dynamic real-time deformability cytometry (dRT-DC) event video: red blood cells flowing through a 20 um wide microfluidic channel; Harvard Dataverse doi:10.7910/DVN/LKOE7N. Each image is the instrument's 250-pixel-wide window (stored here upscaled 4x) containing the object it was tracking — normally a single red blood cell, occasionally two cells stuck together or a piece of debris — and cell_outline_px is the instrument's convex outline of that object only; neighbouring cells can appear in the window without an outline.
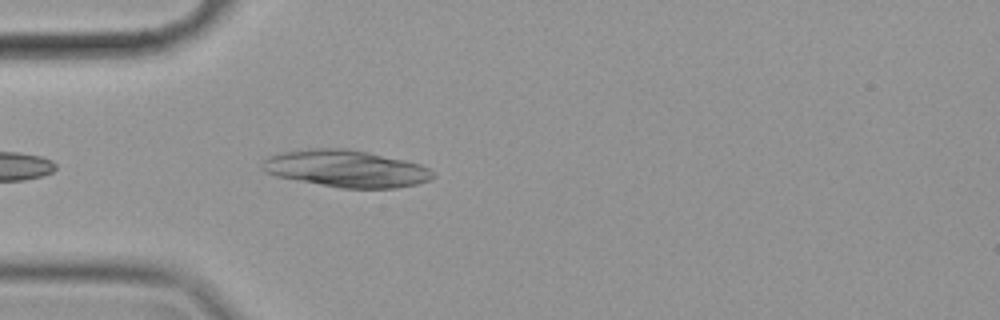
{"species": "common noctule bat (a hibernating species)", "species_latin": "Nyctalus noctula", "temperature_condition": "cold", "stored_images_in_passage": 10, "segment_of_instrument_passage": [1, 2], "camera_frame_rate_fps": 3000, "um_per_image_px": 0.085, "animal": {"sex": "female", "body_mass_g": 19.9}, "frame": {"image": 1, "passage_image": 2, "time_ms": 0.333, "image_size_px": [1000, 320], "cell_outline_px": [[436, 176], [428, 180], [416, 184], [396, 188], [340, 188], [276, 176], [264, 172], [264, 160], [268, 156], [280, 152], [308, 148], [344, 148], [368, 152], [404, 160], [420, 164], [428, 168]], "centroid_in_image_um": [29.41, 14.33], "position_along_channel_um": 55.6, "area_um2": 36.65}}